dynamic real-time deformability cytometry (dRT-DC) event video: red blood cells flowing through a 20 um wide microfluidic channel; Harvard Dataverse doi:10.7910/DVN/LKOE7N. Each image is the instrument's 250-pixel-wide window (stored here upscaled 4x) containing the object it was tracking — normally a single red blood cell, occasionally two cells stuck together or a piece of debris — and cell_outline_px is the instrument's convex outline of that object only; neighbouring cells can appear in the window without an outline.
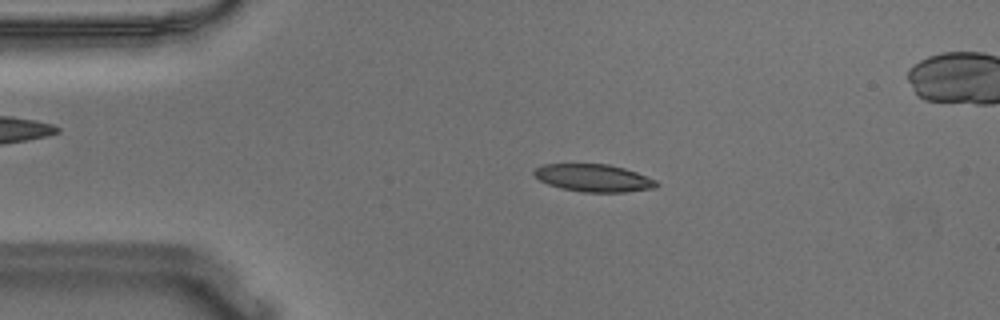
{"species": "Egyptian fruit bat (a non-hibernating species)", "species_latin": "Rousettus aegyptiacus", "temperature_condition": "warm", "stored_images_in_passage": 56, "camera_frame_rate_fps": 3000, "um_per_image_px": 0.085, "animal": {"sex": "male"}, "frame": {"image": 1, "passage_image": 11, "time_ms": 3.333, "image_size_px": [1000, 320], "cell_outline_px": [[660, 184], [656, 188], [624, 192], [584, 192], [560, 188], [548, 184], [540, 180], [532, 172], [536, 168], [544, 164], [608, 164], [624, 168], [636, 172], [656, 180]], "centroid_in_image_um": [50.48, 15.13], "position_along_channel_um": 34.5, "area_um2": 19.59}}
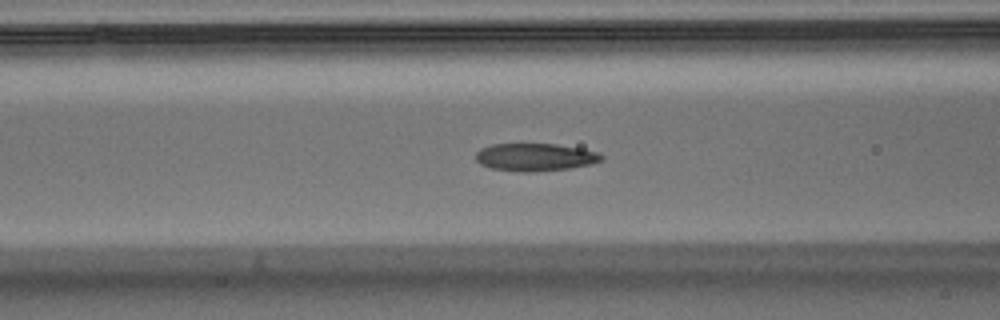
{"frame": {"image": 2, "passage_image": 21, "time_ms": 6.667, "image_size_px": [1000, 320], "cell_outline_px": [[604, 160], [592, 164], [568, 168], [536, 172], [520, 172], [492, 168], [480, 164], [476, 160], [476, 152], [480, 148], [492, 144], [556, 144], [580, 148], [600, 152], [604, 156]], "centroid_in_image_um": [45.52, 13.36], "position_along_channel_um": 121.1, "area_um2": 20.46}}
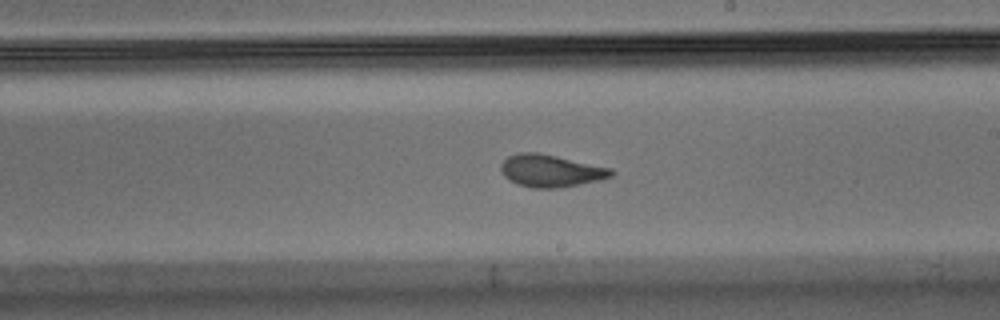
{"frame": {"image": 3, "passage_image": 31, "time_ms": 10.0, "image_size_px": [1000, 320], "cell_outline_px": [[616, 172], [612, 176], [600, 180], [580, 184], [556, 188], [532, 188], [516, 184], [508, 180], [504, 176], [500, 168], [500, 164], [508, 156], [516, 152], [536, 152], [556, 156], [612, 168]], "centroid_in_image_um": [46.79, 14.52], "position_along_channel_um": 242.2, "area_um2": 20.92}, "authors_computed_cell_mechanics": {"area_um2": 20.4901, "velocity_mm_per_s": 3.6266, "shape_relaxation_time_tau1_ms": null, "shape_relaxation_time_tau2_ms": 1.6784, "deformation_change_tau1": null, "deformation_change_tau2": 0.0891}}